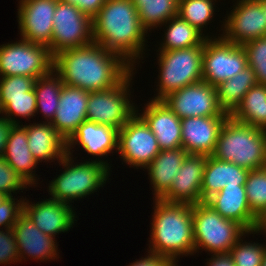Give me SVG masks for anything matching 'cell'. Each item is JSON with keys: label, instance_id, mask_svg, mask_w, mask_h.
I'll return each mask as SVG.
<instances>
[{"label": "cell", "instance_id": "cell-18", "mask_svg": "<svg viewBox=\"0 0 266 266\" xmlns=\"http://www.w3.org/2000/svg\"><path fill=\"white\" fill-rule=\"evenodd\" d=\"M140 115L155 135L161 150H174L182 147L181 119L163 100H150Z\"/></svg>", "mask_w": 266, "mask_h": 266}, {"label": "cell", "instance_id": "cell-31", "mask_svg": "<svg viewBox=\"0 0 266 266\" xmlns=\"http://www.w3.org/2000/svg\"><path fill=\"white\" fill-rule=\"evenodd\" d=\"M164 24H168L169 26H166L167 30L164 32V42H162L159 50L170 51L204 45V41L208 38V36H204L203 33L199 32L195 27L191 26L178 15Z\"/></svg>", "mask_w": 266, "mask_h": 266}, {"label": "cell", "instance_id": "cell-47", "mask_svg": "<svg viewBox=\"0 0 266 266\" xmlns=\"http://www.w3.org/2000/svg\"><path fill=\"white\" fill-rule=\"evenodd\" d=\"M261 4H262V8H263V13H265V17H266V0H260Z\"/></svg>", "mask_w": 266, "mask_h": 266}, {"label": "cell", "instance_id": "cell-14", "mask_svg": "<svg viewBox=\"0 0 266 266\" xmlns=\"http://www.w3.org/2000/svg\"><path fill=\"white\" fill-rule=\"evenodd\" d=\"M227 17L221 36L228 42L243 45L266 36V17L260 0H237Z\"/></svg>", "mask_w": 266, "mask_h": 266}, {"label": "cell", "instance_id": "cell-13", "mask_svg": "<svg viewBox=\"0 0 266 266\" xmlns=\"http://www.w3.org/2000/svg\"><path fill=\"white\" fill-rule=\"evenodd\" d=\"M163 101L180 118L229 116L218 104L217 89L205 81L185 86Z\"/></svg>", "mask_w": 266, "mask_h": 266}, {"label": "cell", "instance_id": "cell-29", "mask_svg": "<svg viewBox=\"0 0 266 266\" xmlns=\"http://www.w3.org/2000/svg\"><path fill=\"white\" fill-rule=\"evenodd\" d=\"M230 117L242 124L266 131V85L257 83L250 88Z\"/></svg>", "mask_w": 266, "mask_h": 266}, {"label": "cell", "instance_id": "cell-22", "mask_svg": "<svg viewBox=\"0 0 266 266\" xmlns=\"http://www.w3.org/2000/svg\"><path fill=\"white\" fill-rule=\"evenodd\" d=\"M206 203L223 218L236 221L253 232L257 217L251 212L245 186H225Z\"/></svg>", "mask_w": 266, "mask_h": 266}, {"label": "cell", "instance_id": "cell-7", "mask_svg": "<svg viewBox=\"0 0 266 266\" xmlns=\"http://www.w3.org/2000/svg\"><path fill=\"white\" fill-rule=\"evenodd\" d=\"M160 67L159 88L154 100H163L169 94L179 89L203 81L202 56L204 45L174 49L158 50Z\"/></svg>", "mask_w": 266, "mask_h": 266}, {"label": "cell", "instance_id": "cell-25", "mask_svg": "<svg viewBox=\"0 0 266 266\" xmlns=\"http://www.w3.org/2000/svg\"><path fill=\"white\" fill-rule=\"evenodd\" d=\"M34 124V125H33ZM24 125L28 136V148L38 162L60 161L67 155V141L54 129L50 122ZM56 158V159H55Z\"/></svg>", "mask_w": 266, "mask_h": 266}, {"label": "cell", "instance_id": "cell-16", "mask_svg": "<svg viewBox=\"0 0 266 266\" xmlns=\"http://www.w3.org/2000/svg\"><path fill=\"white\" fill-rule=\"evenodd\" d=\"M205 166V155L188 154L170 189L160 199L168 203L190 205L202 202L201 188Z\"/></svg>", "mask_w": 266, "mask_h": 266}, {"label": "cell", "instance_id": "cell-45", "mask_svg": "<svg viewBox=\"0 0 266 266\" xmlns=\"http://www.w3.org/2000/svg\"><path fill=\"white\" fill-rule=\"evenodd\" d=\"M209 261L207 262L208 266H235L229 253H213V257Z\"/></svg>", "mask_w": 266, "mask_h": 266}, {"label": "cell", "instance_id": "cell-24", "mask_svg": "<svg viewBox=\"0 0 266 266\" xmlns=\"http://www.w3.org/2000/svg\"><path fill=\"white\" fill-rule=\"evenodd\" d=\"M249 170L234 163L206 156L201 188L202 202H206L225 186H245Z\"/></svg>", "mask_w": 266, "mask_h": 266}, {"label": "cell", "instance_id": "cell-43", "mask_svg": "<svg viewBox=\"0 0 266 266\" xmlns=\"http://www.w3.org/2000/svg\"><path fill=\"white\" fill-rule=\"evenodd\" d=\"M145 258H141V260H137L131 263L128 266H171L174 261L168 257L150 253Z\"/></svg>", "mask_w": 266, "mask_h": 266}, {"label": "cell", "instance_id": "cell-15", "mask_svg": "<svg viewBox=\"0 0 266 266\" xmlns=\"http://www.w3.org/2000/svg\"><path fill=\"white\" fill-rule=\"evenodd\" d=\"M58 0H20L18 24L22 39L50 46Z\"/></svg>", "mask_w": 266, "mask_h": 266}, {"label": "cell", "instance_id": "cell-11", "mask_svg": "<svg viewBox=\"0 0 266 266\" xmlns=\"http://www.w3.org/2000/svg\"><path fill=\"white\" fill-rule=\"evenodd\" d=\"M93 42L92 18L78 7L58 0L53 17L50 53L54 56L62 50L83 47Z\"/></svg>", "mask_w": 266, "mask_h": 266}, {"label": "cell", "instance_id": "cell-26", "mask_svg": "<svg viewBox=\"0 0 266 266\" xmlns=\"http://www.w3.org/2000/svg\"><path fill=\"white\" fill-rule=\"evenodd\" d=\"M3 158L30 185L37 184L34 168L39 163L28 148V136L23 124L10 129Z\"/></svg>", "mask_w": 266, "mask_h": 266}, {"label": "cell", "instance_id": "cell-2", "mask_svg": "<svg viewBox=\"0 0 266 266\" xmlns=\"http://www.w3.org/2000/svg\"><path fill=\"white\" fill-rule=\"evenodd\" d=\"M92 25L94 42L120 55L134 68L135 59H140L145 50V34L148 32L141 25L133 2L106 0L92 18Z\"/></svg>", "mask_w": 266, "mask_h": 266}, {"label": "cell", "instance_id": "cell-5", "mask_svg": "<svg viewBox=\"0 0 266 266\" xmlns=\"http://www.w3.org/2000/svg\"><path fill=\"white\" fill-rule=\"evenodd\" d=\"M71 151L59 161L65 170L49 183V194L51 199L69 204L72 200L82 199L94 193L99 187L106 183L110 175L109 164L97 158L95 161H85L73 165ZM72 163V164H71Z\"/></svg>", "mask_w": 266, "mask_h": 266}, {"label": "cell", "instance_id": "cell-9", "mask_svg": "<svg viewBox=\"0 0 266 266\" xmlns=\"http://www.w3.org/2000/svg\"><path fill=\"white\" fill-rule=\"evenodd\" d=\"M133 73L132 70V73L130 72L118 85L108 90L89 92L87 121L118 130L126 124L137 109L130 103L129 86Z\"/></svg>", "mask_w": 266, "mask_h": 266}, {"label": "cell", "instance_id": "cell-10", "mask_svg": "<svg viewBox=\"0 0 266 266\" xmlns=\"http://www.w3.org/2000/svg\"><path fill=\"white\" fill-rule=\"evenodd\" d=\"M211 38L204 41L202 79L216 87L248 67V61L242 45L228 42L222 36Z\"/></svg>", "mask_w": 266, "mask_h": 266}, {"label": "cell", "instance_id": "cell-49", "mask_svg": "<svg viewBox=\"0 0 266 266\" xmlns=\"http://www.w3.org/2000/svg\"><path fill=\"white\" fill-rule=\"evenodd\" d=\"M171 266H178V265L176 264V262H174Z\"/></svg>", "mask_w": 266, "mask_h": 266}, {"label": "cell", "instance_id": "cell-34", "mask_svg": "<svg viewBox=\"0 0 266 266\" xmlns=\"http://www.w3.org/2000/svg\"><path fill=\"white\" fill-rule=\"evenodd\" d=\"M0 107L2 114L6 115H3V118L7 119L13 125H19V122L15 120L16 116L28 119L29 117L33 118L37 113L35 91L32 88L27 92V96L0 97Z\"/></svg>", "mask_w": 266, "mask_h": 266}, {"label": "cell", "instance_id": "cell-44", "mask_svg": "<svg viewBox=\"0 0 266 266\" xmlns=\"http://www.w3.org/2000/svg\"><path fill=\"white\" fill-rule=\"evenodd\" d=\"M13 124L1 116L0 118V157L3 156L8 135Z\"/></svg>", "mask_w": 266, "mask_h": 266}, {"label": "cell", "instance_id": "cell-42", "mask_svg": "<svg viewBox=\"0 0 266 266\" xmlns=\"http://www.w3.org/2000/svg\"><path fill=\"white\" fill-rule=\"evenodd\" d=\"M66 4H71L91 18H93L102 8L106 0H59Z\"/></svg>", "mask_w": 266, "mask_h": 266}, {"label": "cell", "instance_id": "cell-20", "mask_svg": "<svg viewBox=\"0 0 266 266\" xmlns=\"http://www.w3.org/2000/svg\"><path fill=\"white\" fill-rule=\"evenodd\" d=\"M88 98L86 90L63 84L59 106L50 123L66 141L86 121Z\"/></svg>", "mask_w": 266, "mask_h": 266}, {"label": "cell", "instance_id": "cell-3", "mask_svg": "<svg viewBox=\"0 0 266 266\" xmlns=\"http://www.w3.org/2000/svg\"><path fill=\"white\" fill-rule=\"evenodd\" d=\"M154 215L148 252L170 258L194 252L192 205L154 199Z\"/></svg>", "mask_w": 266, "mask_h": 266}, {"label": "cell", "instance_id": "cell-48", "mask_svg": "<svg viewBox=\"0 0 266 266\" xmlns=\"http://www.w3.org/2000/svg\"><path fill=\"white\" fill-rule=\"evenodd\" d=\"M261 266H266V251L264 253Z\"/></svg>", "mask_w": 266, "mask_h": 266}, {"label": "cell", "instance_id": "cell-23", "mask_svg": "<svg viewBox=\"0 0 266 266\" xmlns=\"http://www.w3.org/2000/svg\"><path fill=\"white\" fill-rule=\"evenodd\" d=\"M74 144L81 145L90 155L107 156L118 149V129L86 120L67 140V151L74 148Z\"/></svg>", "mask_w": 266, "mask_h": 266}, {"label": "cell", "instance_id": "cell-19", "mask_svg": "<svg viewBox=\"0 0 266 266\" xmlns=\"http://www.w3.org/2000/svg\"><path fill=\"white\" fill-rule=\"evenodd\" d=\"M23 202V212L34 225L46 235L55 238L57 233L66 232L74 225L75 213L72 206L51 198L29 204Z\"/></svg>", "mask_w": 266, "mask_h": 266}, {"label": "cell", "instance_id": "cell-30", "mask_svg": "<svg viewBox=\"0 0 266 266\" xmlns=\"http://www.w3.org/2000/svg\"><path fill=\"white\" fill-rule=\"evenodd\" d=\"M62 86L61 77L54 70L48 75L37 78L34 82L36 110L37 112L40 110L47 122H51L55 116Z\"/></svg>", "mask_w": 266, "mask_h": 266}, {"label": "cell", "instance_id": "cell-39", "mask_svg": "<svg viewBox=\"0 0 266 266\" xmlns=\"http://www.w3.org/2000/svg\"><path fill=\"white\" fill-rule=\"evenodd\" d=\"M35 79L27 76L0 77V97L27 96L34 86Z\"/></svg>", "mask_w": 266, "mask_h": 266}, {"label": "cell", "instance_id": "cell-46", "mask_svg": "<svg viewBox=\"0 0 266 266\" xmlns=\"http://www.w3.org/2000/svg\"><path fill=\"white\" fill-rule=\"evenodd\" d=\"M259 232H265L266 233V209L261 212V214L256 219V224L254 227V230L252 234H256Z\"/></svg>", "mask_w": 266, "mask_h": 266}, {"label": "cell", "instance_id": "cell-21", "mask_svg": "<svg viewBox=\"0 0 266 266\" xmlns=\"http://www.w3.org/2000/svg\"><path fill=\"white\" fill-rule=\"evenodd\" d=\"M13 231L20 261L23 258L26 259L24 255L31 256L32 259H40V261L57 257L58 250L55 238L39 230L24 212L18 217Z\"/></svg>", "mask_w": 266, "mask_h": 266}, {"label": "cell", "instance_id": "cell-27", "mask_svg": "<svg viewBox=\"0 0 266 266\" xmlns=\"http://www.w3.org/2000/svg\"><path fill=\"white\" fill-rule=\"evenodd\" d=\"M188 153L182 148L160 150L153 161L145 168L154 189V199H160L171 187Z\"/></svg>", "mask_w": 266, "mask_h": 266}, {"label": "cell", "instance_id": "cell-6", "mask_svg": "<svg viewBox=\"0 0 266 266\" xmlns=\"http://www.w3.org/2000/svg\"><path fill=\"white\" fill-rule=\"evenodd\" d=\"M194 252L228 253L245 234H251L236 221L223 218L206 202L192 205Z\"/></svg>", "mask_w": 266, "mask_h": 266}, {"label": "cell", "instance_id": "cell-35", "mask_svg": "<svg viewBox=\"0 0 266 266\" xmlns=\"http://www.w3.org/2000/svg\"><path fill=\"white\" fill-rule=\"evenodd\" d=\"M245 190L251 212L258 217L266 209V167L249 171Z\"/></svg>", "mask_w": 266, "mask_h": 266}, {"label": "cell", "instance_id": "cell-8", "mask_svg": "<svg viewBox=\"0 0 266 266\" xmlns=\"http://www.w3.org/2000/svg\"><path fill=\"white\" fill-rule=\"evenodd\" d=\"M54 56L49 47L21 38L18 42L0 46V75L27 76L35 80L53 70Z\"/></svg>", "mask_w": 266, "mask_h": 266}, {"label": "cell", "instance_id": "cell-38", "mask_svg": "<svg viewBox=\"0 0 266 266\" xmlns=\"http://www.w3.org/2000/svg\"><path fill=\"white\" fill-rule=\"evenodd\" d=\"M30 184L24 180L7 161L0 157V194L12 196L17 190L27 188Z\"/></svg>", "mask_w": 266, "mask_h": 266}, {"label": "cell", "instance_id": "cell-4", "mask_svg": "<svg viewBox=\"0 0 266 266\" xmlns=\"http://www.w3.org/2000/svg\"><path fill=\"white\" fill-rule=\"evenodd\" d=\"M215 158L249 171L266 167V131L229 117L219 133Z\"/></svg>", "mask_w": 266, "mask_h": 266}, {"label": "cell", "instance_id": "cell-40", "mask_svg": "<svg viewBox=\"0 0 266 266\" xmlns=\"http://www.w3.org/2000/svg\"><path fill=\"white\" fill-rule=\"evenodd\" d=\"M17 202L13 196L8 197L0 194V226L13 229L18 217L23 212L24 198Z\"/></svg>", "mask_w": 266, "mask_h": 266}, {"label": "cell", "instance_id": "cell-32", "mask_svg": "<svg viewBox=\"0 0 266 266\" xmlns=\"http://www.w3.org/2000/svg\"><path fill=\"white\" fill-rule=\"evenodd\" d=\"M141 25L148 31L177 16L178 0H131Z\"/></svg>", "mask_w": 266, "mask_h": 266}, {"label": "cell", "instance_id": "cell-1", "mask_svg": "<svg viewBox=\"0 0 266 266\" xmlns=\"http://www.w3.org/2000/svg\"><path fill=\"white\" fill-rule=\"evenodd\" d=\"M53 70L63 84L95 92L118 85L134 68L120 55L93 42L58 52Z\"/></svg>", "mask_w": 266, "mask_h": 266}, {"label": "cell", "instance_id": "cell-37", "mask_svg": "<svg viewBox=\"0 0 266 266\" xmlns=\"http://www.w3.org/2000/svg\"><path fill=\"white\" fill-rule=\"evenodd\" d=\"M242 242L240 239L228 252L235 266H261L266 245Z\"/></svg>", "mask_w": 266, "mask_h": 266}, {"label": "cell", "instance_id": "cell-28", "mask_svg": "<svg viewBox=\"0 0 266 266\" xmlns=\"http://www.w3.org/2000/svg\"><path fill=\"white\" fill-rule=\"evenodd\" d=\"M258 82L254 70L248 66L232 78L216 86L218 104L229 116L241 104L243 97Z\"/></svg>", "mask_w": 266, "mask_h": 266}, {"label": "cell", "instance_id": "cell-33", "mask_svg": "<svg viewBox=\"0 0 266 266\" xmlns=\"http://www.w3.org/2000/svg\"><path fill=\"white\" fill-rule=\"evenodd\" d=\"M216 1V0H214ZM213 0H178L177 15L202 33L213 18Z\"/></svg>", "mask_w": 266, "mask_h": 266}, {"label": "cell", "instance_id": "cell-36", "mask_svg": "<svg viewBox=\"0 0 266 266\" xmlns=\"http://www.w3.org/2000/svg\"><path fill=\"white\" fill-rule=\"evenodd\" d=\"M242 46L247 55L248 66L254 70L257 82L266 85V36L248 41Z\"/></svg>", "mask_w": 266, "mask_h": 266}, {"label": "cell", "instance_id": "cell-12", "mask_svg": "<svg viewBox=\"0 0 266 266\" xmlns=\"http://www.w3.org/2000/svg\"><path fill=\"white\" fill-rule=\"evenodd\" d=\"M160 150L155 135L137 113L118 130L116 151L129 166L146 168Z\"/></svg>", "mask_w": 266, "mask_h": 266}, {"label": "cell", "instance_id": "cell-41", "mask_svg": "<svg viewBox=\"0 0 266 266\" xmlns=\"http://www.w3.org/2000/svg\"><path fill=\"white\" fill-rule=\"evenodd\" d=\"M20 262L13 229H0V264Z\"/></svg>", "mask_w": 266, "mask_h": 266}, {"label": "cell", "instance_id": "cell-17", "mask_svg": "<svg viewBox=\"0 0 266 266\" xmlns=\"http://www.w3.org/2000/svg\"><path fill=\"white\" fill-rule=\"evenodd\" d=\"M230 116L189 117L181 119L182 148L188 154L210 156L219 133Z\"/></svg>", "mask_w": 266, "mask_h": 266}]
</instances>
